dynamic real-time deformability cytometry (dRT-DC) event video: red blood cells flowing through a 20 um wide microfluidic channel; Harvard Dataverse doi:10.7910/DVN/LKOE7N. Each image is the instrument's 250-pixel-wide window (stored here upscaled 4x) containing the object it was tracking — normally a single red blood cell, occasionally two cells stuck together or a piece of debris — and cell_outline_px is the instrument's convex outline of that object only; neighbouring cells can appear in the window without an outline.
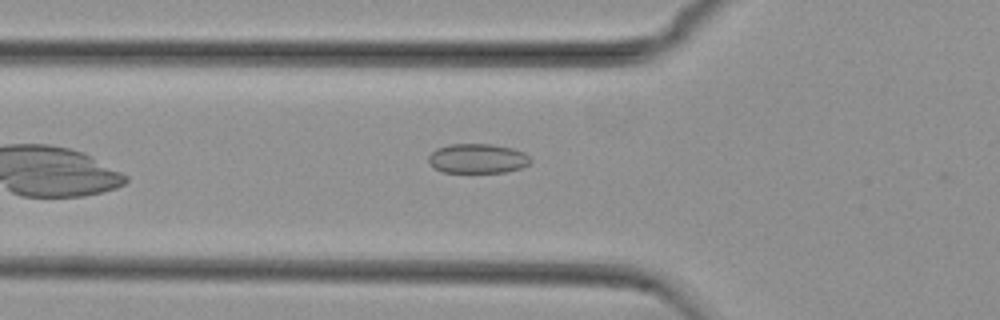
{"species": "common noctule bat (a hibernating species)", "species_latin": "Nyctalus noctula", "temperature_condition": "cold", "stored_images_in_passage": 9, "camera_frame_rate_fps": 3000, "um_per_image_px": 0.085, "animal": {"sex": "female", "body_mass_g": 29.2, "forearm_length_mm": 56.3}, "frame": {"image": 1, "passage_image": 2, "time_ms": 0.333, "image_size_px": [1000, 320], "cell_outline_px": [[532, 160], [528, 164], [520, 168], [504, 172], [440, 172], [428, 164], [428, 156], [436, 148], [448, 144], [492, 144], [512, 148], [524, 152]], "centroid_in_image_um": [40.55, 13.47], "position_along_channel_um": 85.3, "area_um2": 17.69}}
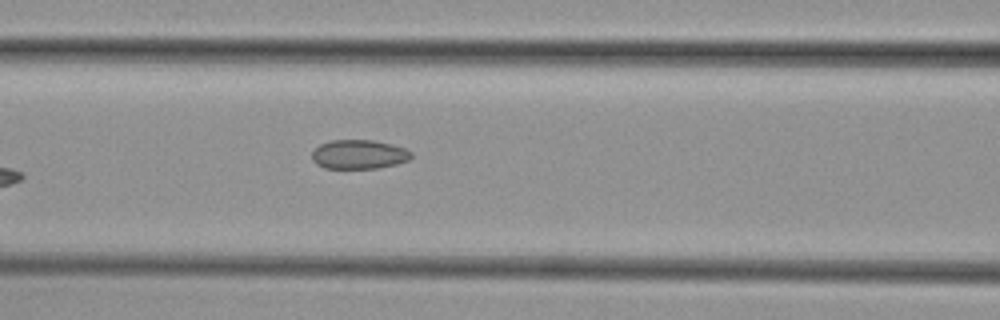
{"frame": {"image": 2, "passage_image": 6, "time_ms": 1.667, "image_size_px": [1000, 320], "cell_outline_px": [[412, 156], [408, 160], [396, 164], [376, 168], [324, 168], [316, 164], [312, 160], [312, 152], [320, 144], [332, 140], [372, 140], [392, 144], [404, 148], [412, 152]], "centroid_in_image_um": [30.5, 13.12], "position_along_channel_um": 136.1, "area_um2": 16.82}}